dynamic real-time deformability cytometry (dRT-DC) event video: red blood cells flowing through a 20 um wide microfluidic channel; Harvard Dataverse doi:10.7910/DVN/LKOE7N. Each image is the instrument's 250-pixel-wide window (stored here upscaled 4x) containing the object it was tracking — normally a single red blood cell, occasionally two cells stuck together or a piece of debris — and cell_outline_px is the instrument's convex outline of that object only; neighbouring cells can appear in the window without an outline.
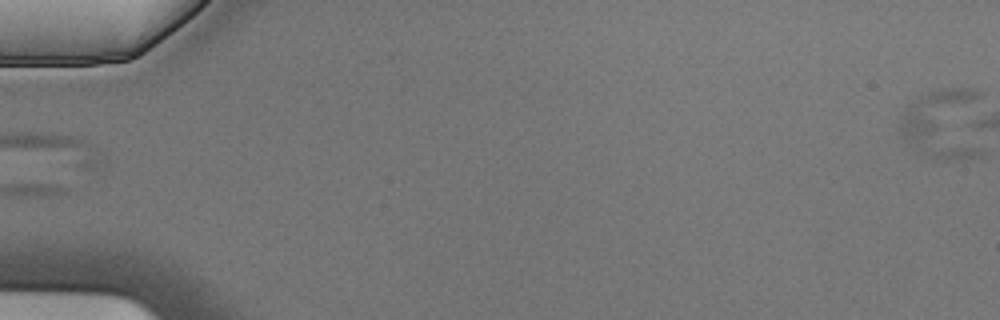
{"species": "Egyptian fruit bat (a non-hibernating species)", "species_latin": "Rousettus aegyptiacus", "temperature_condition": "cold", "stored_images_in_passage": 6, "camera_frame_rate_fps": 3000, "um_per_image_px": 0.085, "animal": {"sex": "male"}, "frame": {"image": 1, "passage_image": 6, "time_ms": 1.667, "image_size_px": [1000, 320], "cell_outline_px": [[984, 92], [980, 96], [932, 132], [916, 140], [904, 136], [900, 132], [900, 120], [904, 104], [916, 96], [928, 92], [944, 88], [968, 88]], "centroid_in_image_um": [79.38, 9.36], "position_along_channel_um": 5.6, "area_um2": 17.69}}